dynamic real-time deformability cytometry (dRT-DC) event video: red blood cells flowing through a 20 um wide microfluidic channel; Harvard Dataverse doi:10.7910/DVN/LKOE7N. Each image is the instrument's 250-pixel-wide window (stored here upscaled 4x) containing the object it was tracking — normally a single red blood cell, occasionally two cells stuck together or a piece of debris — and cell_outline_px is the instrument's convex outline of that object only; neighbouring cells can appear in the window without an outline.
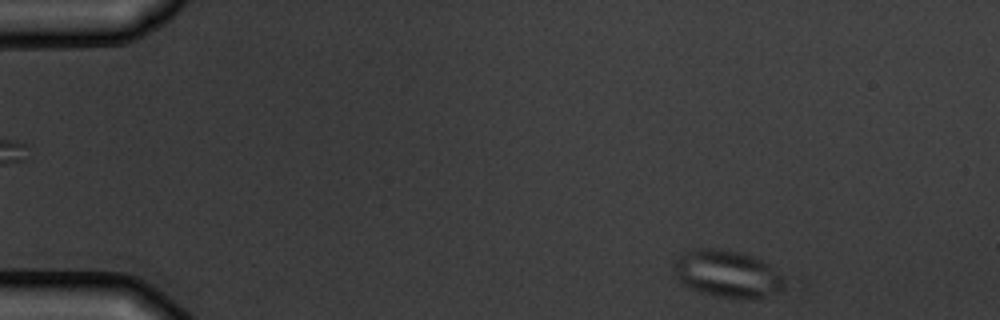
{"species": "common noctule bat (a hibernating species)", "species_latin": "Nyctalus noctula", "temperature_condition": "warm", "stored_images_in_passage": 7, "segment_of_instrument_passage": [2, 2], "camera_frame_rate_fps": 3000, "um_per_image_px": 0.085, "animal": {"sex": "male", "body_mass_g": 19.5, "forearm_length_mm": 54.6}, "frame": {"image": 1, "passage_image": 7, "time_ms": 8.0, "image_size_px": [1000, 320], "cell_outline_px": [[784, 288], [776, 292], [764, 296], [720, 296], [704, 292], [692, 288], [684, 284], [676, 276], [676, 260], [680, 256], [692, 248], [724, 248], [744, 252], [768, 264], [784, 276]], "centroid_in_image_um": [61.84, 23.21], "position_along_channel_um": 23.2, "area_um2": 29.48}}